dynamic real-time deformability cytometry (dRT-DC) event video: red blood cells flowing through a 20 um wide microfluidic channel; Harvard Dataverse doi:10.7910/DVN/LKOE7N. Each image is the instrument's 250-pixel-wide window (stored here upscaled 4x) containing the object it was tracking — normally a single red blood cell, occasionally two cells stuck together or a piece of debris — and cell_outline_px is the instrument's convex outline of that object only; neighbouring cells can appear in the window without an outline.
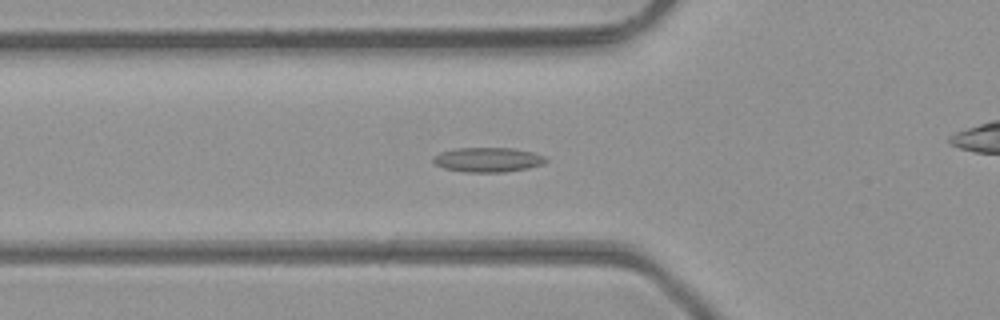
{"species": "common noctule bat (a hibernating species)", "species_latin": "Nyctalus noctula", "temperature_condition": "room temperature", "stored_images_in_passage": 49, "camera_frame_rate_fps": 3000, "um_per_image_px": 0.085, "animal": {"sex": "male", "body_mass_g": 23.1, "forearm_length_mm": 52.7}, "frame": {"image": 1, "passage_image": 17, "time_ms": 5.333, "image_size_px": [1000, 320], "cell_outline_px": [[548, 160], [544, 164], [528, 168], [504, 172], [464, 172], [444, 168], [436, 164], [432, 160], [440, 152], [456, 148], [512, 148], [532, 152], [544, 156]], "centroid_in_image_um": [41.49, 13.58], "position_along_channel_um": 84.3, "area_um2": 16.07}}
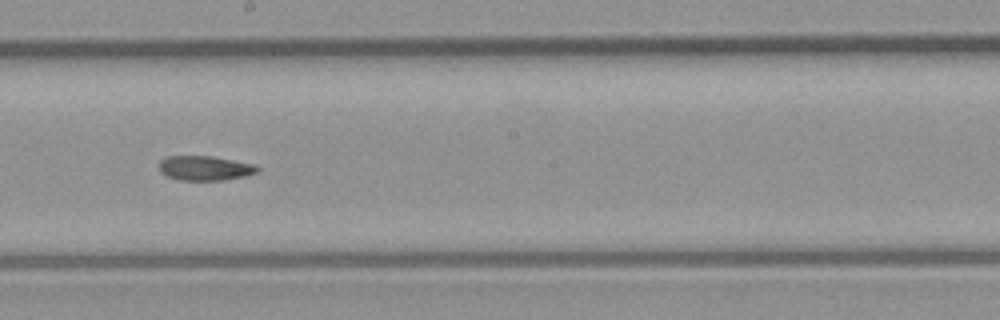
{"frame": {"image": 2, "passage_image": 27, "time_ms": 8.667, "image_size_px": [1000, 320], "cell_outline_px": [[260, 168], [256, 172], [244, 176], [224, 180], [180, 180], [168, 176], [160, 172], [160, 160], [168, 156], [212, 156], [256, 164]], "centroid_in_image_um": [17.44, 14.28], "position_along_channel_um": 230.8, "area_um2": 14.05}}
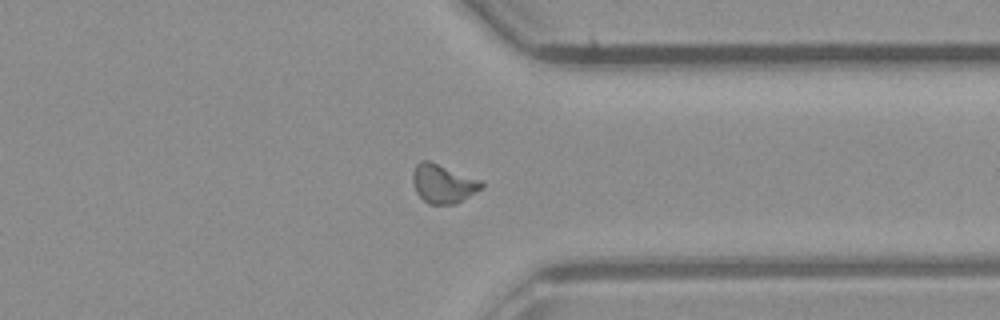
{"frame": {"image": 3, "passage_image": 37, "time_ms": 12.0, "image_size_px": [1000, 320], "cell_outline_px": [[484, 188], [456, 204], [428, 204], [416, 192], [412, 180], [412, 172], [416, 164], [420, 160], [428, 160], [484, 180]], "centroid_in_image_um": [37.7, 15.6], "position_along_channel_um": 373.7, "area_um2": 15.9}, "authors_computed_cell_mechanics": {"area_um2": 14.9124, "velocity_mm_per_s": 4.3662, "shape_relaxation_time_tau1_ms": null, "shape_relaxation_time_tau2_ms": 4.8155, "deformation_change_tau1": null, "deformation_change_tau2": 0.104}}